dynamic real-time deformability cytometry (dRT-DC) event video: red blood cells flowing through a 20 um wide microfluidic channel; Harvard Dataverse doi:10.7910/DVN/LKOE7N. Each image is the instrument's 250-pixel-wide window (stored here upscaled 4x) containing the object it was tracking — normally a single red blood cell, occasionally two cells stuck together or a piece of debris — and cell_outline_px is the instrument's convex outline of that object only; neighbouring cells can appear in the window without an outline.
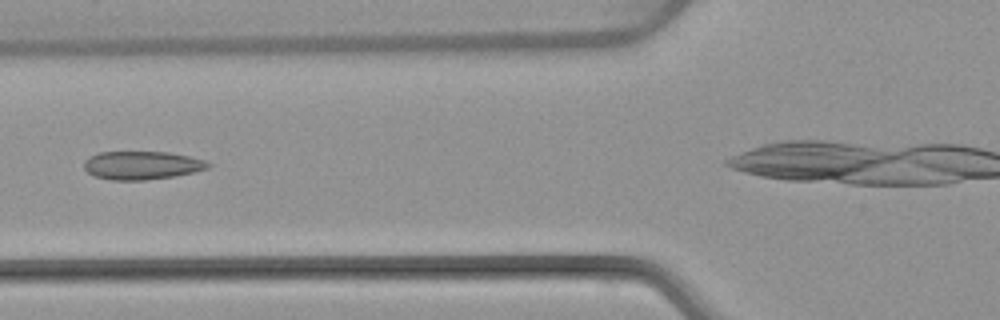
{"species": "common noctule bat (a hibernating species)", "species_latin": "Nyctalus noctula", "temperature_condition": "warm", "stored_images_in_passage": 4, "camera_frame_rate_fps": 3000, "um_per_image_px": 0.085, "animal": {"sex": "female", "body_mass_g": 22.7, "forearm_length_mm": 54.2}, "frame": {"image": 1, "passage_image": 3, "time_ms": 2.333, "image_size_px": [1000, 320], "cell_outline_px": [[212, 164], [208, 168], [192, 172], [172, 176], [144, 180], [112, 180], [96, 176], [88, 172], [84, 168], [84, 160], [88, 156], [100, 152], [168, 152], [188, 156], [204, 160]], "centroid_in_image_um": [12.03, 14.04], "position_along_channel_um": 113.8, "area_um2": 20.29}}